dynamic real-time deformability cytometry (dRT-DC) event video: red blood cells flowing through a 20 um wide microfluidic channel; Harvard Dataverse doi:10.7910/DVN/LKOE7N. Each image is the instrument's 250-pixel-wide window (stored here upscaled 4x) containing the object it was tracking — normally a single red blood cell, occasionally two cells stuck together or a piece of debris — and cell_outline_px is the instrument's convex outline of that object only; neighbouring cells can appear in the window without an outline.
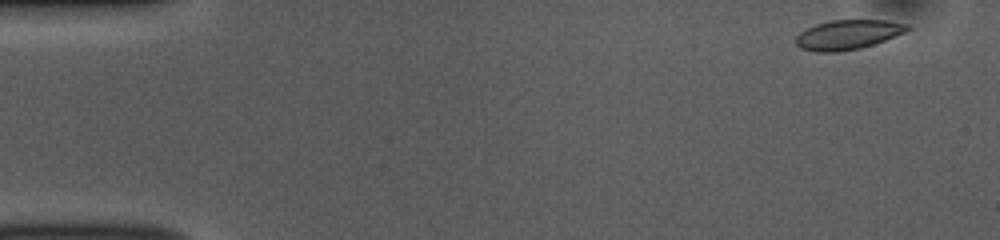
{"species": "common noctule bat (a hibernating species)", "species_latin": "Nyctalus noctula", "temperature_condition": "room temperature", "stored_images_in_passage": 50, "camera_frame_rate_fps": 3000, "um_per_image_px": 0.085, "animal": {"sex": "female", "body_mass_g": 10.0, "forearm_length_mm": 53.1}, "frame": {"image": 1, "passage_image": 1, "time_ms": 0.0, "image_size_px": [1000, 240], "cell_outline_px": [[912, 28], [904, 32], [884, 40], [860, 48], [836, 52], [816, 52], [800, 48], [796, 44], [796, 36], [800, 32], [816, 24], [832, 20], [888, 20], [908, 24]], "centroid_in_image_um": [72.06, 2.94], "position_along_channel_um": 12.9, "area_um2": 19.07}}
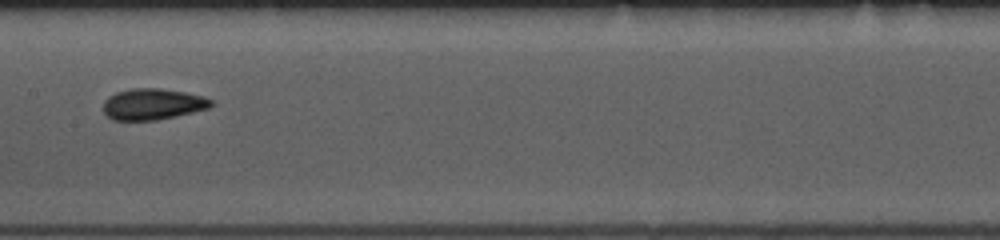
{"frame": {"image": 2, "passage_image": 24, "time_ms": 7.667, "image_size_px": [1000, 240], "cell_outline_px": [[216, 104], [208, 108], [176, 116], [156, 120], [112, 120], [104, 112], [104, 100], [108, 96], [116, 92], [132, 88], [160, 88], [184, 92], [204, 96], [212, 100]], "centroid_in_image_um": [12.99, 8.84], "position_along_channel_um": 194.4, "area_um2": 19.65}}
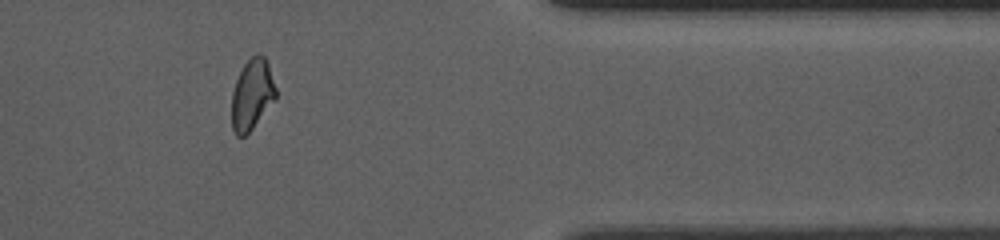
{"frame": {"image": 3, "passage_image": 41, "time_ms": 13.333, "image_size_px": [1000, 240], "cell_outline_px": [[276, 96], [252, 128], [244, 136], [236, 136], [232, 128], [232, 92], [236, 80], [244, 64], [256, 52], [264, 56], [268, 64], [276, 88]], "centroid_in_image_um": [21.4, 8.0], "position_along_channel_um": 390.0, "area_um2": 17.8}, "authors_computed_cell_mechanics": {"area_um2": 19.3341, "velocity_mm_per_s": 3.8293, "shape_relaxation_time_tau1_ms": 4.1425, "shape_relaxation_time_tau2_ms": 1.9589, "deformation_change_tau1": 0.1001, "deformation_change_tau2": 0.0512}}